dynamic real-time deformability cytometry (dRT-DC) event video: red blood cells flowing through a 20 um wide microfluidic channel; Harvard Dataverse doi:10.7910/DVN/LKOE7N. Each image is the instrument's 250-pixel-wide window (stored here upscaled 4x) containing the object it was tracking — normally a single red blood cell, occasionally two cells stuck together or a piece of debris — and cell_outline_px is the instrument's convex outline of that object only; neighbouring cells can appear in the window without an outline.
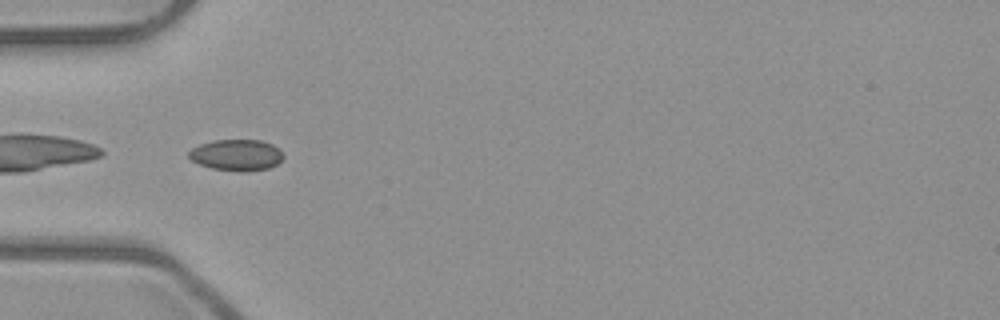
{"species": "common noctule bat (a hibernating species)", "species_latin": "Nyctalus noctula", "temperature_condition": "room temperature", "stored_images_in_passage": 7, "camera_frame_rate_fps": 3000, "um_per_image_px": 0.085, "animal": {"sex": "male", "body_mass_g": 23.1, "forearm_length_mm": 52.7}, "frame": {"image": 1, "passage_image": 5, "time_ms": 1.333, "image_size_px": [1000, 320], "cell_outline_px": [[284, 156], [276, 164], [268, 168], [244, 172], [240, 172], [212, 168], [200, 164], [192, 160], [188, 156], [188, 152], [192, 148], [200, 144], [212, 140], [260, 140], [272, 144], [280, 148]], "centroid_in_image_um": [20.11, 13.17], "position_along_channel_um": 64.9, "area_um2": 17.22}}
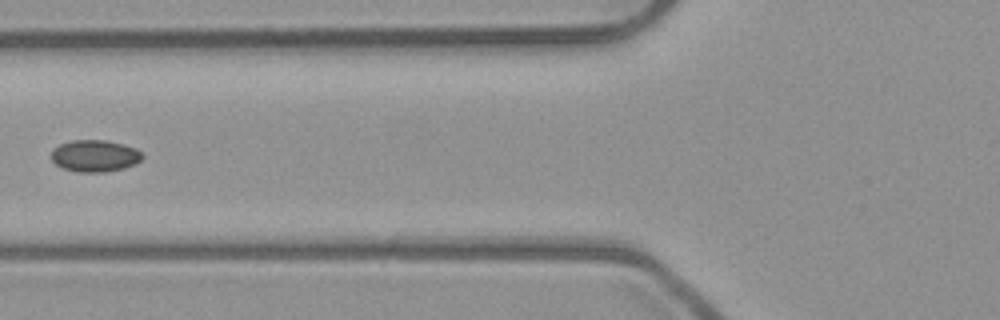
{"frame": {"image": 2, "passage_image": 6, "time_ms": 1.667, "image_size_px": [1000, 320], "cell_outline_px": [[144, 156], [136, 164], [124, 168], [104, 172], [76, 172], [64, 168], [56, 164], [52, 160], [52, 148], [60, 144], [72, 140], [104, 140], [124, 144], [136, 148]], "centroid_in_image_um": [8.07, 13.24], "position_along_channel_um": 117.7, "area_um2": 16.94}}
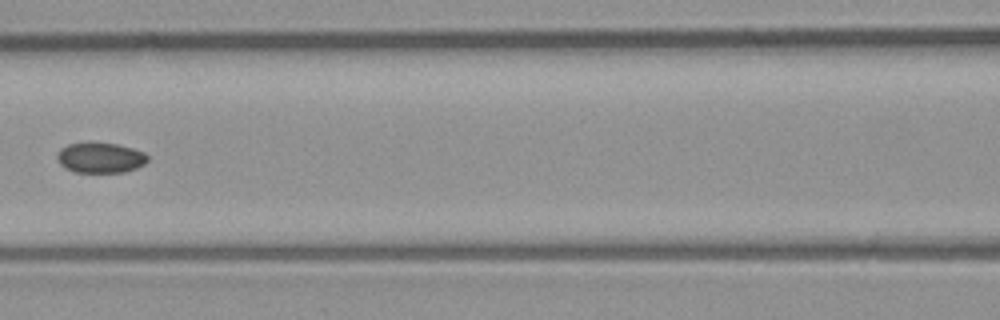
{"frame": {"image": 3, "passage_image": 7, "time_ms": 2.0, "image_size_px": [1000, 320], "cell_outline_px": [[148, 160], [144, 164], [136, 168], [124, 172], [76, 172], [64, 168], [60, 164], [56, 156], [60, 148], [68, 144], [116, 144], [132, 148], [144, 152], [148, 156]], "centroid_in_image_um": [8.53, 13.43], "position_along_channel_um": 158.1, "area_um2": 15.72}}